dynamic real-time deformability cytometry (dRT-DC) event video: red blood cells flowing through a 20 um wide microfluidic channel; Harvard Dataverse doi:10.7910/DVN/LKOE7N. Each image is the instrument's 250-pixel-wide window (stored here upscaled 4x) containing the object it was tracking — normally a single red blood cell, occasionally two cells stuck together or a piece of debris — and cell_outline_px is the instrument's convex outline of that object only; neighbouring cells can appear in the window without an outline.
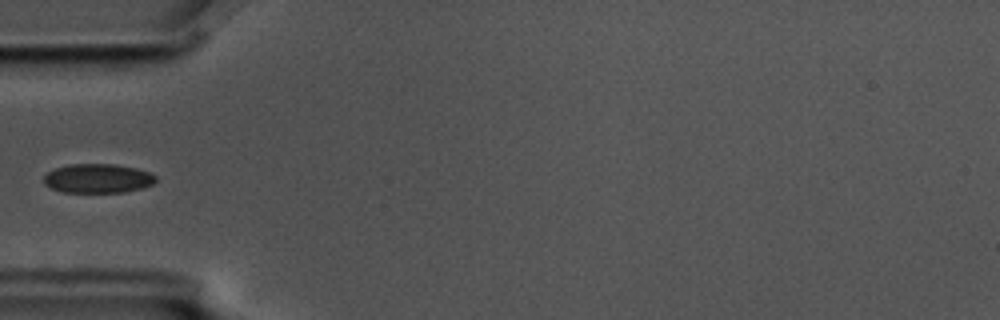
{"species": "common noctule bat (a hibernating species)", "species_latin": "Nyctalus noctula", "temperature_condition": "cold", "stored_images_in_passage": 4, "camera_frame_rate_fps": 3000, "um_per_image_px": 0.085, "animal": {"sex": "male", "body_mass_g": 17.5, "forearm_length_mm": 52.3}, "frame": {"image": 1, "passage_image": 4, "time_ms": 1.0, "image_size_px": [1000, 320], "cell_outline_px": [[156, 180], [152, 184], [140, 188], [124, 192], [64, 192], [52, 188], [44, 184], [44, 176], [48, 172], [56, 168], [68, 164], [116, 164], [136, 168], [148, 172], [156, 176]], "centroid_in_image_um": [8.3, 15.16], "position_along_channel_um": 76.7, "area_um2": 18.9}}